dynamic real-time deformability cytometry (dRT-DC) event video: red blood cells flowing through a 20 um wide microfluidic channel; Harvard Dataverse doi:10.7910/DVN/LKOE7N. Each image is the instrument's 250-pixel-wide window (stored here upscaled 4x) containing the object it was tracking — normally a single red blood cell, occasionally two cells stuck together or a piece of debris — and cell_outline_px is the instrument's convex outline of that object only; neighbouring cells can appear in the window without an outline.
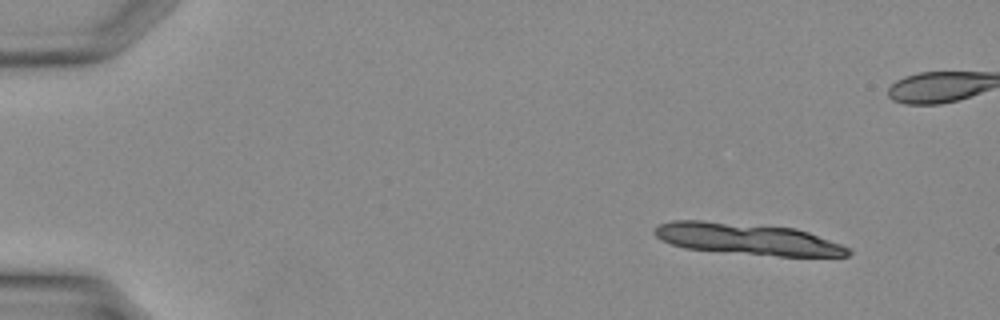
{"species": "Egyptian fruit bat (a non-hibernating species)", "species_latin": "Rousettus aegyptiacus", "temperature_condition": "warm", "stored_images_in_passage": 10, "camera_frame_rate_fps": 3000, "um_per_image_px": 0.085, "animal": {"sex": "female"}, "frame": {"image": 1, "passage_image": 4, "time_ms": 1.0, "image_size_px": [1000, 320], "cell_outline_px": [[852, 252], [848, 256], [780, 256], [684, 248], [660, 240], [652, 232], [660, 224], [672, 220], [704, 220], [796, 228], [808, 232], [840, 244], [848, 248]], "centroid_in_image_um": [63.5, 20.3], "position_along_channel_um": 21.5, "area_um2": 35.26}}